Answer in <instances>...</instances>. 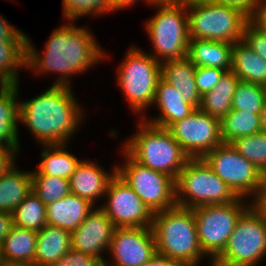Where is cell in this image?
I'll list each match as a JSON object with an SVG mask.
<instances>
[{"mask_svg":"<svg viewBox=\"0 0 266 266\" xmlns=\"http://www.w3.org/2000/svg\"><path fill=\"white\" fill-rule=\"evenodd\" d=\"M168 129L190 158H203L212 149L224 143L221 138L220 119L199 109L173 123Z\"/></svg>","mask_w":266,"mask_h":266,"instance_id":"13","label":"cell"},{"mask_svg":"<svg viewBox=\"0 0 266 266\" xmlns=\"http://www.w3.org/2000/svg\"><path fill=\"white\" fill-rule=\"evenodd\" d=\"M237 198L203 158H190L175 179L176 204L184 208L228 204Z\"/></svg>","mask_w":266,"mask_h":266,"instance_id":"5","label":"cell"},{"mask_svg":"<svg viewBox=\"0 0 266 266\" xmlns=\"http://www.w3.org/2000/svg\"><path fill=\"white\" fill-rule=\"evenodd\" d=\"M266 255V215L253 203L238 219L223 252L213 261L219 266H257Z\"/></svg>","mask_w":266,"mask_h":266,"instance_id":"8","label":"cell"},{"mask_svg":"<svg viewBox=\"0 0 266 266\" xmlns=\"http://www.w3.org/2000/svg\"><path fill=\"white\" fill-rule=\"evenodd\" d=\"M20 149L0 147V177L15 165L16 155Z\"/></svg>","mask_w":266,"mask_h":266,"instance_id":"41","label":"cell"},{"mask_svg":"<svg viewBox=\"0 0 266 266\" xmlns=\"http://www.w3.org/2000/svg\"><path fill=\"white\" fill-rule=\"evenodd\" d=\"M153 105L158 106L157 108L161 112L160 116L150 120L146 117L143 119L163 128H169L173 123L184 119L196 110L183 99L182 94L177 89L162 78L158 81Z\"/></svg>","mask_w":266,"mask_h":266,"instance_id":"18","label":"cell"},{"mask_svg":"<svg viewBox=\"0 0 266 266\" xmlns=\"http://www.w3.org/2000/svg\"><path fill=\"white\" fill-rule=\"evenodd\" d=\"M196 66L185 56L161 63V78L177 89L183 99L198 109L201 95L195 83Z\"/></svg>","mask_w":266,"mask_h":266,"instance_id":"20","label":"cell"},{"mask_svg":"<svg viewBox=\"0 0 266 266\" xmlns=\"http://www.w3.org/2000/svg\"><path fill=\"white\" fill-rule=\"evenodd\" d=\"M99 206L116 227H151L154 213L117 174L110 180Z\"/></svg>","mask_w":266,"mask_h":266,"instance_id":"14","label":"cell"},{"mask_svg":"<svg viewBox=\"0 0 266 266\" xmlns=\"http://www.w3.org/2000/svg\"><path fill=\"white\" fill-rule=\"evenodd\" d=\"M138 0H109L110 3V12H114L115 10H121V9H125L126 7H130L133 4H135V2H137ZM147 1V4H149V0H145Z\"/></svg>","mask_w":266,"mask_h":266,"instance_id":"45","label":"cell"},{"mask_svg":"<svg viewBox=\"0 0 266 266\" xmlns=\"http://www.w3.org/2000/svg\"><path fill=\"white\" fill-rule=\"evenodd\" d=\"M138 131L126 140L124 150L133 160L176 179L190 157L168 128L139 120Z\"/></svg>","mask_w":266,"mask_h":266,"instance_id":"4","label":"cell"},{"mask_svg":"<svg viewBox=\"0 0 266 266\" xmlns=\"http://www.w3.org/2000/svg\"><path fill=\"white\" fill-rule=\"evenodd\" d=\"M67 23L52 32L46 42L43 56L35 49L27 35L25 69L34 71L36 75L46 72L58 73L60 76L53 85L70 87V76L86 72L101 59H105L106 54L89 29L76 27L74 21Z\"/></svg>","mask_w":266,"mask_h":266,"instance_id":"1","label":"cell"},{"mask_svg":"<svg viewBox=\"0 0 266 266\" xmlns=\"http://www.w3.org/2000/svg\"><path fill=\"white\" fill-rule=\"evenodd\" d=\"M99 266H108L105 262H102Z\"/></svg>","mask_w":266,"mask_h":266,"instance_id":"53","label":"cell"},{"mask_svg":"<svg viewBox=\"0 0 266 266\" xmlns=\"http://www.w3.org/2000/svg\"><path fill=\"white\" fill-rule=\"evenodd\" d=\"M70 249L71 232L46 224L37 232L35 266H49L66 255Z\"/></svg>","mask_w":266,"mask_h":266,"instance_id":"23","label":"cell"},{"mask_svg":"<svg viewBox=\"0 0 266 266\" xmlns=\"http://www.w3.org/2000/svg\"><path fill=\"white\" fill-rule=\"evenodd\" d=\"M108 252V266H141L156 253L152 227H116Z\"/></svg>","mask_w":266,"mask_h":266,"instance_id":"15","label":"cell"},{"mask_svg":"<svg viewBox=\"0 0 266 266\" xmlns=\"http://www.w3.org/2000/svg\"><path fill=\"white\" fill-rule=\"evenodd\" d=\"M36 244V231L13 225L1 245L3 261L35 265Z\"/></svg>","mask_w":266,"mask_h":266,"instance_id":"25","label":"cell"},{"mask_svg":"<svg viewBox=\"0 0 266 266\" xmlns=\"http://www.w3.org/2000/svg\"><path fill=\"white\" fill-rule=\"evenodd\" d=\"M124 58L117 67L119 90H123L129 106L136 114L146 113L144 111L153 106L161 78V63L136 46H131Z\"/></svg>","mask_w":266,"mask_h":266,"instance_id":"6","label":"cell"},{"mask_svg":"<svg viewBox=\"0 0 266 266\" xmlns=\"http://www.w3.org/2000/svg\"><path fill=\"white\" fill-rule=\"evenodd\" d=\"M106 172L102 166L81 159L69 179L70 193L86 199L95 206V201H98L99 197H104L110 180L116 174V166L111 173Z\"/></svg>","mask_w":266,"mask_h":266,"instance_id":"17","label":"cell"},{"mask_svg":"<svg viewBox=\"0 0 266 266\" xmlns=\"http://www.w3.org/2000/svg\"><path fill=\"white\" fill-rule=\"evenodd\" d=\"M116 226L100 207L94 208L81 223L71 232V249L91 254L104 262L102 257L108 251Z\"/></svg>","mask_w":266,"mask_h":266,"instance_id":"16","label":"cell"},{"mask_svg":"<svg viewBox=\"0 0 266 266\" xmlns=\"http://www.w3.org/2000/svg\"><path fill=\"white\" fill-rule=\"evenodd\" d=\"M210 266H219V265H217L214 262H212V264H210Z\"/></svg>","mask_w":266,"mask_h":266,"instance_id":"54","label":"cell"},{"mask_svg":"<svg viewBox=\"0 0 266 266\" xmlns=\"http://www.w3.org/2000/svg\"><path fill=\"white\" fill-rule=\"evenodd\" d=\"M13 225L39 232L46 222V205L31 192L14 210Z\"/></svg>","mask_w":266,"mask_h":266,"instance_id":"31","label":"cell"},{"mask_svg":"<svg viewBox=\"0 0 266 266\" xmlns=\"http://www.w3.org/2000/svg\"><path fill=\"white\" fill-rule=\"evenodd\" d=\"M159 8L146 22V31L153 47L152 57L162 63L187 56L189 26L186 4L154 5Z\"/></svg>","mask_w":266,"mask_h":266,"instance_id":"9","label":"cell"},{"mask_svg":"<svg viewBox=\"0 0 266 266\" xmlns=\"http://www.w3.org/2000/svg\"><path fill=\"white\" fill-rule=\"evenodd\" d=\"M65 21L79 20L85 15L101 16L110 11L109 0H62ZM78 18V19H77Z\"/></svg>","mask_w":266,"mask_h":266,"instance_id":"35","label":"cell"},{"mask_svg":"<svg viewBox=\"0 0 266 266\" xmlns=\"http://www.w3.org/2000/svg\"><path fill=\"white\" fill-rule=\"evenodd\" d=\"M250 21L266 33V0H261V2L257 5Z\"/></svg>","mask_w":266,"mask_h":266,"instance_id":"42","label":"cell"},{"mask_svg":"<svg viewBox=\"0 0 266 266\" xmlns=\"http://www.w3.org/2000/svg\"><path fill=\"white\" fill-rule=\"evenodd\" d=\"M189 37L236 43L243 41L250 19L241 11L216 4L212 0L186 4Z\"/></svg>","mask_w":266,"mask_h":266,"instance_id":"7","label":"cell"},{"mask_svg":"<svg viewBox=\"0 0 266 266\" xmlns=\"http://www.w3.org/2000/svg\"><path fill=\"white\" fill-rule=\"evenodd\" d=\"M260 123L261 131L266 133V103L264 104L262 110L260 111Z\"/></svg>","mask_w":266,"mask_h":266,"instance_id":"47","label":"cell"},{"mask_svg":"<svg viewBox=\"0 0 266 266\" xmlns=\"http://www.w3.org/2000/svg\"><path fill=\"white\" fill-rule=\"evenodd\" d=\"M203 159L239 198L253 197L256 203L262 193L265 176L241 156L231 144L223 143L208 152Z\"/></svg>","mask_w":266,"mask_h":266,"instance_id":"11","label":"cell"},{"mask_svg":"<svg viewBox=\"0 0 266 266\" xmlns=\"http://www.w3.org/2000/svg\"><path fill=\"white\" fill-rule=\"evenodd\" d=\"M71 86L52 85L42 94L20 100L19 122L26 125L41 145L68 144L84 118V110Z\"/></svg>","mask_w":266,"mask_h":266,"instance_id":"2","label":"cell"},{"mask_svg":"<svg viewBox=\"0 0 266 266\" xmlns=\"http://www.w3.org/2000/svg\"><path fill=\"white\" fill-rule=\"evenodd\" d=\"M266 215V176L259 200L255 203Z\"/></svg>","mask_w":266,"mask_h":266,"instance_id":"46","label":"cell"},{"mask_svg":"<svg viewBox=\"0 0 266 266\" xmlns=\"http://www.w3.org/2000/svg\"><path fill=\"white\" fill-rule=\"evenodd\" d=\"M246 160L254 164L266 176V133L244 136L230 143Z\"/></svg>","mask_w":266,"mask_h":266,"instance_id":"34","label":"cell"},{"mask_svg":"<svg viewBox=\"0 0 266 266\" xmlns=\"http://www.w3.org/2000/svg\"><path fill=\"white\" fill-rule=\"evenodd\" d=\"M13 226V215L8 212H0V246Z\"/></svg>","mask_w":266,"mask_h":266,"instance_id":"43","label":"cell"},{"mask_svg":"<svg viewBox=\"0 0 266 266\" xmlns=\"http://www.w3.org/2000/svg\"><path fill=\"white\" fill-rule=\"evenodd\" d=\"M141 266H181V265L177 263L175 260H172L169 257L156 252L149 261L143 263Z\"/></svg>","mask_w":266,"mask_h":266,"instance_id":"44","label":"cell"},{"mask_svg":"<svg viewBox=\"0 0 266 266\" xmlns=\"http://www.w3.org/2000/svg\"><path fill=\"white\" fill-rule=\"evenodd\" d=\"M4 263L3 258H2V251H1V246H0V266H2Z\"/></svg>","mask_w":266,"mask_h":266,"instance_id":"51","label":"cell"},{"mask_svg":"<svg viewBox=\"0 0 266 266\" xmlns=\"http://www.w3.org/2000/svg\"><path fill=\"white\" fill-rule=\"evenodd\" d=\"M243 42L266 61V33L251 21L244 28Z\"/></svg>","mask_w":266,"mask_h":266,"instance_id":"37","label":"cell"},{"mask_svg":"<svg viewBox=\"0 0 266 266\" xmlns=\"http://www.w3.org/2000/svg\"><path fill=\"white\" fill-rule=\"evenodd\" d=\"M227 71L212 67H196L195 83L202 96L211 91Z\"/></svg>","mask_w":266,"mask_h":266,"instance_id":"36","label":"cell"},{"mask_svg":"<svg viewBox=\"0 0 266 266\" xmlns=\"http://www.w3.org/2000/svg\"><path fill=\"white\" fill-rule=\"evenodd\" d=\"M263 89H264V94H265V97H266V83L263 85Z\"/></svg>","mask_w":266,"mask_h":266,"instance_id":"52","label":"cell"},{"mask_svg":"<svg viewBox=\"0 0 266 266\" xmlns=\"http://www.w3.org/2000/svg\"><path fill=\"white\" fill-rule=\"evenodd\" d=\"M66 144L43 145L41 162L31 174H44L70 179L74 174L78 163L81 161L69 151Z\"/></svg>","mask_w":266,"mask_h":266,"instance_id":"28","label":"cell"},{"mask_svg":"<svg viewBox=\"0 0 266 266\" xmlns=\"http://www.w3.org/2000/svg\"><path fill=\"white\" fill-rule=\"evenodd\" d=\"M95 206L86 199L69 193L62 199L46 205L47 225L76 230Z\"/></svg>","mask_w":266,"mask_h":266,"instance_id":"19","label":"cell"},{"mask_svg":"<svg viewBox=\"0 0 266 266\" xmlns=\"http://www.w3.org/2000/svg\"><path fill=\"white\" fill-rule=\"evenodd\" d=\"M18 88L19 84L0 85V147L20 149L18 141L20 116Z\"/></svg>","mask_w":266,"mask_h":266,"instance_id":"21","label":"cell"},{"mask_svg":"<svg viewBox=\"0 0 266 266\" xmlns=\"http://www.w3.org/2000/svg\"><path fill=\"white\" fill-rule=\"evenodd\" d=\"M32 192L44 205H48L70 193L69 180L51 175L32 174Z\"/></svg>","mask_w":266,"mask_h":266,"instance_id":"33","label":"cell"},{"mask_svg":"<svg viewBox=\"0 0 266 266\" xmlns=\"http://www.w3.org/2000/svg\"><path fill=\"white\" fill-rule=\"evenodd\" d=\"M27 41H0V85L19 84V69L26 67Z\"/></svg>","mask_w":266,"mask_h":266,"instance_id":"29","label":"cell"},{"mask_svg":"<svg viewBox=\"0 0 266 266\" xmlns=\"http://www.w3.org/2000/svg\"><path fill=\"white\" fill-rule=\"evenodd\" d=\"M26 35L0 15V41H27Z\"/></svg>","mask_w":266,"mask_h":266,"instance_id":"40","label":"cell"},{"mask_svg":"<svg viewBox=\"0 0 266 266\" xmlns=\"http://www.w3.org/2000/svg\"><path fill=\"white\" fill-rule=\"evenodd\" d=\"M197 1H207V0H180V3L189 4V3L197 2Z\"/></svg>","mask_w":266,"mask_h":266,"instance_id":"50","label":"cell"},{"mask_svg":"<svg viewBox=\"0 0 266 266\" xmlns=\"http://www.w3.org/2000/svg\"><path fill=\"white\" fill-rule=\"evenodd\" d=\"M149 4L153 5H167L180 4V0H149Z\"/></svg>","mask_w":266,"mask_h":266,"instance_id":"48","label":"cell"},{"mask_svg":"<svg viewBox=\"0 0 266 266\" xmlns=\"http://www.w3.org/2000/svg\"><path fill=\"white\" fill-rule=\"evenodd\" d=\"M265 103L263 85L240 80L232 98L231 110L260 114Z\"/></svg>","mask_w":266,"mask_h":266,"instance_id":"32","label":"cell"},{"mask_svg":"<svg viewBox=\"0 0 266 266\" xmlns=\"http://www.w3.org/2000/svg\"><path fill=\"white\" fill-rule=\"evenodd\" d=\"M231 71L242 81L266 83V61L243 41L233 44Z\"/></svg>","mask_w":266,"mask_h":266,"instance_id":"27","label":"cell"},{"mask_svg":"<svg viewBox=\"0 0 266 266\" xmlns=\"http://www.w3.org/2000/svg\"><path fill=\"white\" fill-rule=\"evenodd\" d=\"M237 198L228 204L203 205L193 208L201 250L212 263L226 248L238 219L253 204Z\"/></svg>","mask_w":266,"mask_h":266,"instance_id":"10","label":"cell"},{"mask_svg":"<svg viewBox=\"0 0 266 266\" xmlns=\"http://www.w3.org/2000/svg\"><path fill=\"white\" fill-rule=\"evenodd\" d=\"M216 4L235 8L244 13L249 19L252 18L257 5L261 0H212Z\"/></svg>","mask_w":266,"mask_h":266,"instance_id":"39","label":"cell"},{"mask_svg":"<svg viewBox=\"0 0 266 266\" xmlns=\"http://www.w3.org/2000/svg\"><path fill=\"white\" fill-rule=\"evenodd\" d=\"M239 81L233 71L226 72L211 91L201 96L198 109L221 120L231 111L232 98Z\"/></svg>","mask_w":266,"mask_h":266,"instance_id":"26","label":"cell"},{"mask_svg":"<svg viewBox=\"0 0 266 266\" xmlns=\"http://www.w3.org/2000/svg\"><path fill=\"white\" fill-rule=\"evenodd\" d=\"M102 262L88 253L70 249L66 255L49 266H99Z\"/></svg>","mask_w":266,"mask_h":266,"instance_id":"38","label":"cell"},{"mask_svg":"<svg viewBox=\"0 0 266 266\" xmlns=\"http://www.w3.org/2000/svg\"><path fill=\"white\" fill-rule=\"evenodd\" d=\"M151 227L156 252L181 266H197L206 256L198 241L193 209L176 205L156 212Z\"/></svg>","mask_w":266,"mask_h":266,"instance_id":"3","label":"cell"},{"mask_svg":"<svg viewBox=\"0 0 266 266\" xmlns=\"http://www.w3.org/2000/svg\"><path fill=\"white\" fill-rule=\"evenodd\" d=\"M221 138L230 144L237 138L258 134L261 131L260 114L231 110L220 120Z\"/></svg>","mask_w":266,"mask_h":266,"instance_id":"30","label":"cell"},{"mask_svg":"<svg viewBox=\"0 0 266 266\" xmlns=\"http://www.w3.org/2000/svg\"><path fill=\"white\" fill-rule=\"evenodd\" d=\"M32 192V174L13 165L0 177V212L13 213Z\"/></svg>","mask_w":266,"mask_h":266,"instance_id":"24","label":"cell"},{"mask_svg":"<svg viewBox=\"0 0 266 266\" xmlns=\"http://www.w3.org/2000/svg\"><path fill=\"white\" fill-rule=\"evenodd\" d=\"M124 166H116V174L128 184L153 212L176 206L175 179L142 166L124 150Z\"/></svg>","mask_w":266,"mask_h":266,"instance_id":"12","label":"cell"},{"mask_svg":"<svg viewBox=\"0 0 266 266\" xmlns=\"http://www.w3.org/2000/svg\"><path fill=\"white\" fill-rule=\"evenodd\" d=\"M2 266H35L33 264H27V263H3Z\"/></svg>","mask_w":266,"mask_h":266,"instance_id":"49","label":"cell"},{"mask_svg":"<svg viewBox=\"0 0 266 266\" xmlns=\"http://www.w3.org/2000/svg\"><path fill=\"white\" fill-rule=\"evenodd\" d=\"M232 43L190 38L187 57L196 67L232 68Z\"/></svg>","mask_w":266,"mask_h":266,"instance_id":"22","label":"cell"}]
</instances>
